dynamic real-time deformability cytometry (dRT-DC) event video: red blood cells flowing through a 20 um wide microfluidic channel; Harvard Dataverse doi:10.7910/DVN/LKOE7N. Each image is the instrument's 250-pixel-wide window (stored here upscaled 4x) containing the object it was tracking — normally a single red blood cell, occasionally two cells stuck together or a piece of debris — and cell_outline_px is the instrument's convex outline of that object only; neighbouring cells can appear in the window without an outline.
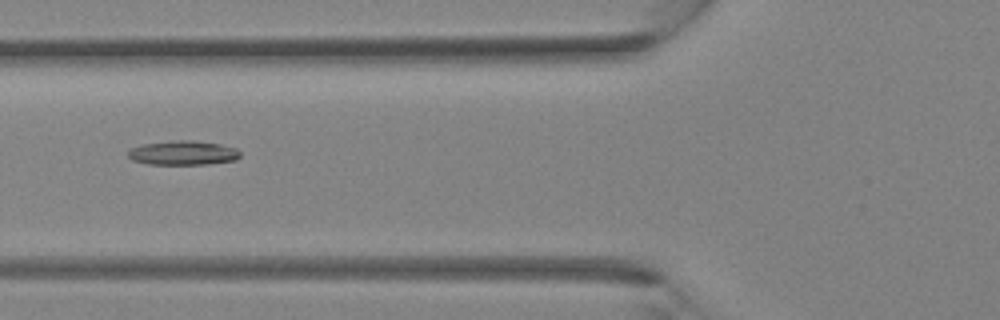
{"species": "Egyptian fruit bat (a non-hibernating species)", "species_latin": "Rousettus aegyptiacus", "temperature_condition": "room temperature", "stored_images_in_passage": 27, "camera_frame_rate_fps": 3000, "um_per_image_px": 0.085, "animal": {"sex": "female"}, "frame": {"image": 1, "passage_image": 4, "time_ms": 1.0, "image_size_px": [1000, 320], "cell_outline_px": [[240, 156], [236, 160], [208, 164], [148, 164], [132, 160], [128, 156], [128, 152], [132, 148], [144, 144], [176, 140], [192, 140], [220, 144], [236, 148], [240, 152]], "centroid_in_image_um": [15.58, 13.0], "position_along_channel_um": 110.2, "area_um2": 15.78}}
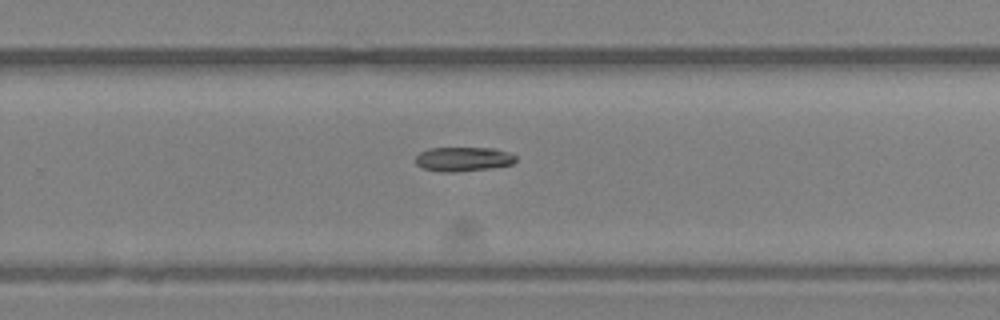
{"frame": {"image": 2, "passage_image": 14, "time_ms": 4.333, "image_size_px": [1000, 320], "cell_outline_px": [[516, 160], [512, 164], [488, 168], [456, 172], [440, 172], [424, 168], [416, 164], [416, 156], [420, 152], [428, 148], [496, 148], [508, 152], [516, 156]], "centroid_in_image_um": [39.37, 13.52], "position_along_channel_um": 290.4, "area_um2": 14.16}}
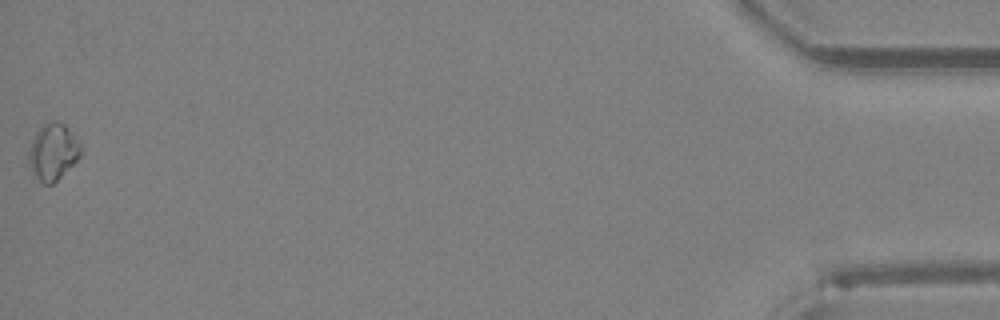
{"frame": {"image": 3, "passage_image": 27, "time_ms": 8.667, "image_size_px": [1000, 320], "cell_outline_px": [[80, 156], [52, 184], [44, 184], [32, 172], [28, 156], [32, 140], [36, 132], [44, 124], [56, 120], [64, 124], [68, 128], [80, 144]], "centroid_in_image_um": [4.49, 12.88], "position_along_channel_um": 430.7, "area_um2": 16.53}}